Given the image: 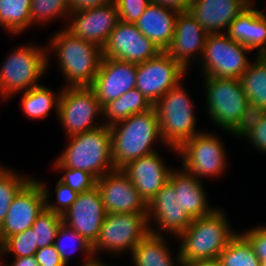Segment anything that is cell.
Segmentation results:
<instances>
[{"mask_svg":"<svg viewBox=\"0 0 266 266\" xmlns=\"http://www.w3.org/2000/svg\"><path fill=\"white\" fill-rule=\"evenodd\" d=\"M119 125H121L119 127ZM112 159L115 169H122L128 163L142 156L154 153L153 142L161 133L157 112L153 107L147 112L133 114L110 126Z\"/></svg>","mask_w":266,"mask_h":266,"instance_id":"6da1fadb","label":"cell"},{"mask_svg":"<svg viewBox=\"0 0 266 266\" xmlns=\"http://www.w3.org/2000/svg\"><path fill=\"white\" fill-rule=\"evenodd\" d=\"M237 234L229 229L225 214L218 209L191 224L179 235L182 238L178 261L180 264L195 260L215 259Z\"/></svg>","mask_w":266,"mask_h":266,"instance_id":"7a4b0ae2","label":"cell"},{"mask_svg":"<svg viewBox=\"0 0 266 266\" xmlns=\"http://www.w3.org/2000/svg\"><path fill=\"white\" fill-rule=\"evenodd\" d=\"M249 138L257 149L266 152V111L252 112L244 129L238 136Z\"/></svg>","mask_w":266,"mask_h":266,"instance_id":"8d00e7d4","label":"cell"},{"mask_svg":"<svg viewBox=\"0 0 266 266\" xmlns=\"http://www.w3.org/2000/svg\"><path fill=\"white\" fill-rule=\"evenodd\" d=\"M68 0H32L30 16L32 24L36 21L48 22L49 19L59 15H70ZM46 20V21H45Z\"/></svg>","mask_w":266,"mask_h":266,"instance_id":"e575fe53","label":"cell"},{"mask_svg":"<svg viewBox=\"0 0 266 266\" xmlns=\"http://www.w3.org/2000/svg\"><path fill=\"white\" fill-rule=\"evenodd\" d=\"M62 223V215L49 211L46 208L43 210L31 227L35 233V245H37L38 249L54 244Z\"/></svg>","mask_w":266,"mask_h":266,"instance_id":"1f68e13d","label":"cell"},{"mask_svg":"<svg viewBox=\"0 0 266 266\" xmlns=\"http://www.w3.org/2000/svg\"><path fill=\"white\" fill-rule=\"evenodd\" d=\"M155 219L160 230L170 231L179 236L191 224L192 219L181 208L179 192L168 181L147 204V219ZM160 226V227H159Z\"/></svg>","mask_w":266,"mask_h":266,"instance_id":"d6986e66","label":"cell"},{"mask_svg":"<svg viewBox=\"0 0 266 266\" xmlns=\"http://www.w3.org/2000/svg\"><path fill=\"white\" fill-rule=\"evenodd\" d=\"M209 116L223 129L238 134L244 129L252 110L237 78L205 77Z\"/></svg>","mask_w":266,"mask_h":266,"instance_id":"277c9868","label":"cell"},{"mask_svg":"<svg viewBox=\"0 0 266 266\" xmlns=\"http://www.w3.org/2000/svg\"><path fill=\"white\" fill-rule=\"evenodd\" d=\"M56 169L65 171L64 176L59 180L63 184L69 186L75 192L82 193L96 186V178L87 171L66 168L58 161L55 162Z\"/></svg>","mask_w":266,"mask_h":266,"instance_id":"74e56055","label":"cell"},{"mask_svg":"<svg viewBox=\"0 0 266 266\" xmlns=\"http://www.w3.org/2000/svg\"><path fill=\"white\" fill-rule=\"evenodd\" d=\"M74 13V14H73ZM72 23L66 28L74 36L103 47L119 20L114 1L92 9L71 12Z\"/></svg>","mask_w":266,"mask_h":266,"instance_id":"ac0fdd59","label":"cell"},{"mask_svg":"<svg viewBox=\"0 0 266 266\" xmlns=\"http://www.w3.org/2000/svg\"><path fill=\"white\" fill-rule=\"evenodd\" d=\"M68 239L70 241L76 240L77 241L76 246L77 247L79 246L81 249H83V251L86 253V255H88V260H94L93 259L94 256H91L93 254L92 244L89 243L84 237L79 235L75 230L71 229L70 227H68L64 223H62L61 226L59 227V230L57 232L56 239H55V242L53 245L56 248V250L58 251V253L60 254V257H61L62 261L65 263V265H67L68 260H69L68 259L69 258L68 252L72 251L74 249V248H69L68 245L66 246V242L69 241ZM72 246L77 248L74 244H72ZM67 249L68 250L70 249V250L67 251Z\"/></svg>","mask_w":266,"mask_h":266,"instance_id":"836d02e7","label":"cell"},{"mask_svg":"<svg viewBox=\"0 0 266 266\" xmlns=\"http://www.w3.org/2000/svg\"><path fill=\"white\" fill-rule=\"evenodd\" d=\"M161 51L134 23L119 21L102 47V56L125 62L142 63Z\"/></svg>","mask_w":266,"mask_h":266,"instance_id":"4fadbf2b","label":"cell"},{"mask_svg":"<svg viewBox=\"0 0 266 266\" xmlns=\"http://www.w3.org/2000/svg\"><path fill=\"white\" fill-rule=\"evenodd\" d=\"M57 161L66 168L87 171L96 179L115 170L110 126L103 124L93 130L70 136V144Z\"/></svg>","mask_w":266,"mask_h":266,"instance_id":"5b68a950","label":"cell"},{"mask_svg":"<svg viewBox=\"0 0 266 266\" xmlns=\"http://www.w3.org/2000/svg\"><path fill=\"white\" fill-rule=\"evenodd\" d=\"M84 266H109V265H105L102 262L97 261V259L95 260H88L86 259V263L84 264Z\"/></svg>","mask_w":266,"mask_h":266,"instance_id":"7dc6e473","label":"cell"},{"mask_svg":"<svg viewBox=\"0 0 266 266\" xmlns=\"http://www.w3.org/2000/svg\"><path fill=\"white\" fill-rule=\"evenodd\" d=\"M122 171L129 177L147 204L169 181L172 172L164 166V163L162 164L156 152L128 163Z\"/></svg>","mask_w":266,"mask_h":266,"instance_id":"ffe728a7","label":"cell"},{"mask_svg":"<svg viewBox=\"0 0 266 266\" xmlns=\"http://www.w3.org/2000/svg\"><path fill=\"white\" fill-rule=\"evenodd\" d=\"M193 0H151L153 3L161 4L168 8L177 10L178 12H185L191 6Z\"/></svg>","mask_w":266,"mask_h":266,"instance_id":"ee69618b","label":"cell"},{"mask_svg":"<svg viewBox=\"0 0 266 266\" xmlns=\"http://www.w3.org/2000/svg\"><path fill=\"white\" fill-rule=\"evenodd\" d=\"M251 51L230 39L224 33L208 34L203 50L205 77L237 78L247 70L250 63L245 52Z\"/></svg>","mask_w":266,"mask_h":266,"instance_id":"9c48e42d","label":"cell"},{"mask_svg":"<svg viewBox=\"0 0 266 266\" xmlns=\"http://www.w3.org/2000/svg\"><path fill=\"white\" fill-rule=\"evenodd\" d=\"M46 208V198L39 181L31 179L13 198L0 227V244L8 237L31 228Z\"/></svg>","mask_w":266,"mask_h":266,"instance_id":"5bb4252c","label":"cell"},{"mask_svg":"<svg viewBox=\"0 0 266 266\" xmlns=\"http://www.w3.org/2000/svg\"><path fill=\"white\" fill-rule=\"evenodd\" d=\"M251 0H193L188 12L209 34L220 33L251 3ZM219 31V32H217Z\"/></svg>","mask_w":266,"mask_h":266,"instance_id":"7402d4cb","label":"cell"},{"mask_svg":"<svg viewBox=\"0 0 266 266\" xmlns=\"http://www.w3.org/2000/svg\"><path fill=\"white\" fill-rule=\"evenodd\" d=\"M181 266H221L218 258L206 259V260H195L181 264Z\"/></svg>","mask_w":266,"mask_h":266,"instance_id":"bcb514c9","label":"cell"},{"mask_svg":"<svg viewBox=\"0 0 266 266\" xmlns=\"http://www.w3.org/2000/svg\"><path fill=\"white\" fill-rule=\"evenodd\" d=\"M221 266H261V261L250 242L237 234L219 254Z\"/></svg>","mask_w":266,"mask_h":266,"instance_id":"4dcf8cb0","label":"cell"},{"mask_svg":"<svg viewBox=\"0 0 266 266\" xmlns=\"http://www.w3.org/2000/svg\"><path fill=\"white\" fill-rule=\"evenodd\" d=\"M45 198H46V209L60 215H63L71 205L76 201L78 193L71 189L69 186L63 184L62 182L58 181L56 186V195H57V203L58 204H48V192L45 185L41 184Z\"/></svg>","mask_w":266,"mask_h":266,"instance_id":"f35d334b","label":"cell"},{"mask_svg":"<svg viewBox=\"0 0 266 266\" xmlns=\"http://www.w3.org/2000/svg\"><path fill=\"white\" fill-rule=\"evenodd\" d=\"M40 49L24 46L10 54L0 71V94L3 99L39 85L36 81L48 69V50L44 53L45 50Z\"/></svg>","mask_w":266,"mask_h":266,"instance_id":"52a82bcc","label":"cell"},{"mask_svg":"<svg viewBox=\"0 0 266 266\" xmlns=\"http://www.w3.org/2000/svg\"><path fill=\"white\" fill-rule=\"evenodd\" d=\"M32 0H0V25L15 34L31 26Z\"/></svg>","mask_w":266,"mask_h":266,"instance_id":"f1b7e54d","label":"cell"},{"mask_svg":"<svg viewBox=\"0 0 266 266\" xmlns=\"http://www.w3.org/2000/svg\"><path fill=\"white\" fill-rule=\"evenodd\" d=\"M99 112L102 113L103 108L90 87L66 86L59 95L57 113L69 137L102 126L92 125Z\"/></svg>","mask_w":266,"mask_h":266,"instance_id":"30bf717a","label":"cell"},{"mask_svg":"<svg viewBox=\"0 0 266 266\" xmlns=\"http://www.w3.org/2000/svg\"><path fill=\"white\" fill-rule=\"evenodd\" d=\"M242 235L250 242L260 261H266V227H256Z\"/></svg>","mask_w":266,"mask_h":266,"instance_id":"60d3db41","label":"cell"},{"mask_svg":"<svg viewBox=\"0 0 266 266\" xmlns=\"http://www.w3.org/2000/svg\"><path fill=\"white\" fill-rule=\"evenodd\" d=\"M186 69L165 51L137 64L136 87L152 105L177 86Z\"/></svg>","mask_w":266,"mask_h":266,"instance_id":"8fae6325","label":"cell"},{"mask_svg":"<svg viewBox=\"0 0 266 266\" xmlns=\"http://www.w3.org/2000/svg\"><path fill=\"white\" fill-rule=\"evenodd\" d=\"M147 213H107L99 236L92 245L93 253L104 249L112 252H123L133 249L149 233Z\"/></svg>","mask_w":266,"mask_h":266,"instance_id":"ba28073f","label":"cell"},{"mask_svg":"<svg viewBox=\"0 0 266 266\" xmlns=\"http://www.w3.org/2000/svg\"><path fill=\"white\" fill-rule=\"evenodd\" d=\"M35 257L39 266H66L54 245L38 249Z\"/></svg>","mask_w":266,"mask_h":266,"instance_id":"b9f144b4","label":"cell"},{"mask_svg":"<svg viewBox=\"0 0 266 266\" xmlns=\"http://www.w3.org/2000/svg\"><path fill=\"white\" fill-rule=\"evenodd\" d=\"M176 151L183 156L185 171L196 178L218 175L226 166L223 145L213 134L204 132L194 135Z\"/></svg>","mask_w":266,"mask_h":266,"instance_id":"7c38bea8","label":"cell"},{"mask_svg":"<svg viewBox=\"0 0 266 266\" xmlns=\"http://www.w3.org/2000/svg\"><path fill=\"white\" fill-rule=\"evenodd\" d=\"M55 96L54 92L43 85L24 91L21 99L23 111L31 119L45 118L54 104L57 111L59 96L56 97L57 99Z\"/></svg>","mask_w":266,"mask_h":266,"instance_id":"f546056e","label":"cell"},{"mask_svg":"<svg viewBox=\"0 0 266 266\" xmlns=\"http://www.w3.org/2000/svg\"><path fill=\"white\" fill-rule=\"evenodd\" d=\"M49 42L57 52L58 63L69 87H90L100 67L102 48L74 36L66 28Z\"/></svg>","mask_w":266,"mask_h":266,"instance_id":"3957f363","label":"cell"},{"mask_svg":"<svg viewBox=\"0 0 266 266\" xmlns=\"http://www.w3.org/2000/svg\"><path fill=\"white\" fill-rule=\"evenodd\" d=\"M106 213H147V203L122 169L96 180Z\"/></svg>","mask_w":266,"mask_h":266,"instance_id":"9a60e30c","label":"cell"},{"mask_svg":"<svg viewBox=\"0 0 266 266\" xmlns=\"http://www.w3.org/2000/svg\"><path fill=\"white\" fill-rule=\"evenodd\" d=\"M0 166V227L7 215L13 198L31 180Z\"/></svg>","mask_w":266,"mask_h":266,"instance_id":"d6a6232c","label":"cell"},{"mask_svg":"<svg viewBox=\"0 0 266 266\" xmlns=\"http://www.w3.org/2000/svg\"><path fill=\"white\" fill-rule=\"evenodd\" d=\"M239 80L249 100L252 112L266 111V55H257Z\"/></svg>","mask_w":266,"mask_h":266,"instance_id":"484cf974","label":"cell"},{"mask_svg":"<svg viewBox=\"0 0 266 266\" xmlns=\"http://www.w3.org/2000/svg\"><path fill=\"white\" fill-rule=\"evenodd\" d=\"M71 12L107 5L113 0H68Z\"/></svg>","mask_w":266,"mask_h":266,"instance_id":"7bdbcfd3","label":"cell"},{"mask_svg":"<svg viewBox=\"0 0 266 266\" xmlns=\"http://www.w3.org/2000/svg\"><path fill=\"white\" fill-rule=\"evenodd\" d=\"M188 95L178 84L167 91L154 105L159 120L161 140L174 150L197 135L196 118Z\"/></svg>","mask_w":266,"mask_h":266,"instance_id":"8992f818","label":"cell"},{"mask_svg":"<svg viewBox=\"0 0 266 266\" xmlns=\"http://www.w3.org/2000/svg\"><path fill=\"white\" fill-rule=\"evenodd\" d=\"M137 64L102 57L99 70L90 88L103 107L136 87Z\"/></svg>","mask_w":266,"mask_h":266,"instance_id":"e0dca14e","label":"cell"},{"mask_svg":"<svg viewBox=\"0 0 266 266\" xmlns=\"http://www.w3.org/2000/svg\"><path fill=\"white\" fill-rule=\"evenodd\" d=\"M119 13V20L135 23L144 13L151 0H113Z\"/></svg>","mask_w":266,"mask_h":266,"instance_id":"ab89813d","label":"cell"},{"mask_svg":"<svg viewBox=\"0 0 266 266\" xmlns=\"http://www.w3.org/2000/svg\"><path fill=\"white\" fill-rule=\"evenodd\" d=\"M252 3L230 23L226 35L251 51L258 48L259 56L266 55V17Z\"/></svg>","mask_w":266,"mask_h":266,"instance_id":"cb8c5ba5","label":"cell"},{"mask_svg":"<svg viewBox=\"0 0 266 266\" xmlns=\"http://www.w3.org/2000/svg\"><path fill=\"white\" fill-rule=\"evenodd\" d=\"M102 108L104 117L110 119L108 120L109 123H105V126H112L133 114L149 111L153 105L137 88H134L118 99L109 101Z\"/></svg>","mask_w":266,"mask_h":266,"instance_id":"4316f807","label":"cell"},{"mask_svg":"<svg viewBox=\"0 0 266 266\" xmlns=\"http://www.w3.org/2000/svg\"><path fill=\"white\" fill-rule=\"evenodd\" d=\"M199 178L194 177L187 171H172L169 181L173 184L176 192H179L181 208L191 219L201 218L212 213L214 209L207 206L206 195Z\"/></svg>","mask_w":266,"mask_h":266,"instance_id":"d4e9b609","label":"cell"},{"mask_svg":"<svg viewBox=\"0 0 266 266\" xmlns=\"http://www.w3.org/2000/svg\"><path fill=\"white\" fill-rule=\"evenodd\" d=\"M34 234L35 233L32 228H28L24 232L8 236L0 244V253L14 252L16 257H28L35 255L38 247L35 245Z\"/></svg>","mask_w":266,"mask_h":266,"instance_id":"d590c367","label":"cell"},{"mask_svg":"<svg viewBox=\"0 0 266 266\" xmlns=\"http://www.w3.org/2000/svg\"><path fill=\"white\" fill-rule=\"evenodd\" d=\"M178 14L177 10L151 2L134 24L161 52H164L174 36Z\"/></svg>","mask_w":266,"mask_h":266,"instance_id":"603a6c76","label":"cell"},{"mask_svg":"<svg viewBox=\"0 0 266 266\" xmlns=\"http://www.w3.org/2000/svg\"><path fill=\"white\" fill-rule=\"evenodd\" d=\"M106 210L97 187L79 193L76 201L62 215L63 223L92 245L97 240Z\"/></svg>","mask_w":266,"mask_h":266,"instance_id":"2e32d148","label":"cell"},{"mask_svg":"<svg viewBox=\"0 0 266 266\" xmlns=\"http://www.w3.org/2000/svg\"><path fill=\"white\" fill-rule=\"evenodd\" d=\"M261 266H266V261H261Z\"/></svg>","mask_w":266,"mask_h":266,"instance_id":"c3c4849f","label":"cell"},{"mask_svg":"<svg viewBox=\"0 0 266 266\" xmlns=\"http://www.w3.org/2000/svg\"><path fill=\"white\" fill-rule=\"evenodd\" d=\"M6 266V265H1ZM7 266H39L35 255L28 257H15L11 265Z\"/></svg>","mask_w":266,"mask_h":266,"instance_id":"f6af8a7d","label":"cell"},{"mask_svg":"<svg viewBox=\"0 0 266 266\" xmlns=\"http://www.w3.org/2000/svg\"><path fill=\"white\" fill-rule=\"evenodd\" d=\"M160 233L150 228V233L133 249L131 253L136 266H174Z\"/></svg>","mask_w":266,"mask_h":266,"instance_id":"83f0119b","label":"cell"},{"mask_svg":"<svg viewBox=\"0 0 266 266\" xmlns=\"http://www.w3.org/2000/svg\"><path fill=\"white\" fill-rule=\"evenodd\" d=\"M208 34L188 11L179 12L174 36L165 52L186 69L192 56L203 54Z\"/></svg>","mask_w":266,"mask_h":266,"instance_id":"44dd1931","label":"cell"}]
</instances>
